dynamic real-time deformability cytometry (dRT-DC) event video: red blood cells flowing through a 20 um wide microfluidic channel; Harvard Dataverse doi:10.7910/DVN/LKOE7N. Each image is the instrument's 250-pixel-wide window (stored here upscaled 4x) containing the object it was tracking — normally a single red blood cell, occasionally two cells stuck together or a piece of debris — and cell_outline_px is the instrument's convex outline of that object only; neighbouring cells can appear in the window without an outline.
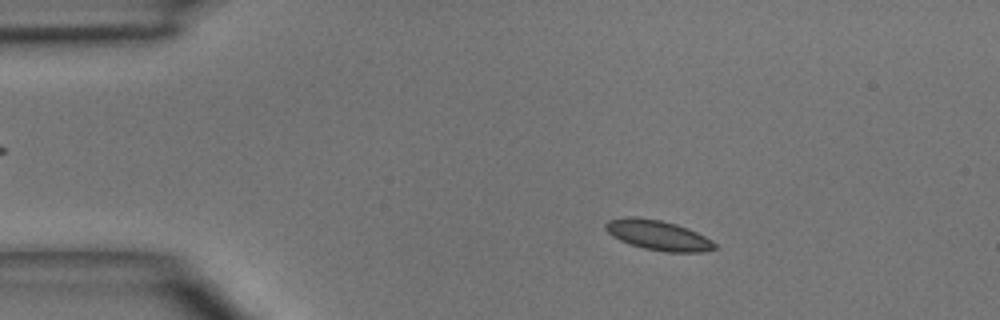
{"species": "common noctule bat (a hibernating species)", "species_latin": "Nyctalus noctula", "temperature_condition": "room temperature", "stored_images_in_passage": 5, "camera_frame_rate_fps": 3000, "um_per_image_px": 0.085, "animal": {"sex": "male", "body_mass_g": 15.6}, "frame": {"image": 1, "passage_image": 2, "time_ms": 1.333, "image_size_px": [1000, 320], "cell_outline_px": [[716, 248], [704, 252], [664, 252], [644, 248], [620, 240], [612, 236], [604, 228], [604, 224], [608, 220], [624, 216], [632, 216], [660, 220], [676, 224], [688, 228], [712, 240], [716, 244]], "centroid_in_image_um": [55.92, 19.98], "position_along_channel_um": 29.1, "area_um2": 19.07}}
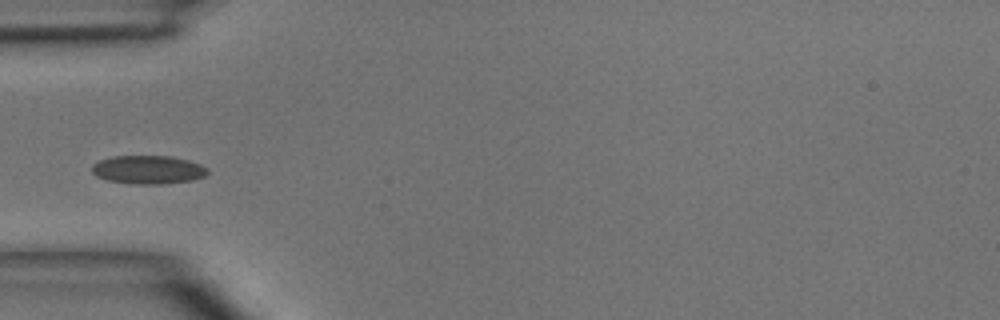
{"frame": {"image": 2, "passage_image": 4, "time_ms": 3.667, "image_size_px": [1000, 320], "cell_outline_px": [[208, 172], [204, 176], [192, 180], [160, 184], [132, 184], [108, 180], [96, 176], [92, 172], [92, 164], [100, 160], [112, 156], [172, 156], [188, 160], [200, 164], [208, 168]], "centroid_in_image_um": [12.58, 14.42], "position_along_channel_um": 72.4, "area_um2": 19.19}}
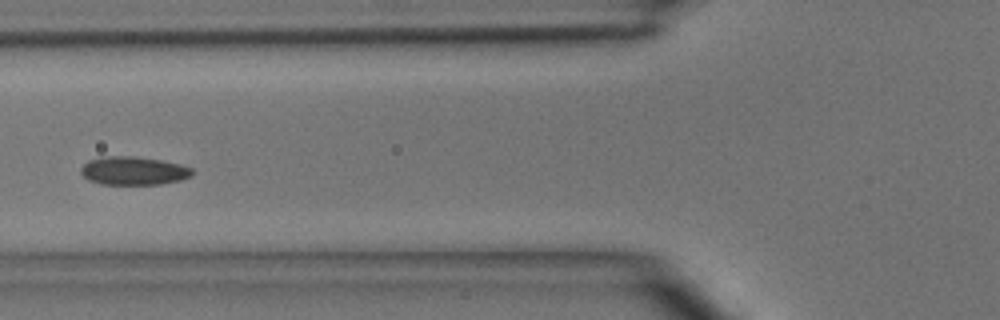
{"frame": {"image": 3, "passage_image": 5, "time_ms": 4.667, "image_size_px": [1000, 320], "cell_outline_px": [[196, 172], [192, 176], [180, 180], [160, 184], [100, 184], [88, 180], [80, 172], [80, 168], [88, 160], [100, 156], [136, 156], [160, 160], [180, 164], [192, 168]], "centroid_in_image_um": [11.35, 14.51], "position_along_channel_um": 114.5, "area_um2": 18.61}}